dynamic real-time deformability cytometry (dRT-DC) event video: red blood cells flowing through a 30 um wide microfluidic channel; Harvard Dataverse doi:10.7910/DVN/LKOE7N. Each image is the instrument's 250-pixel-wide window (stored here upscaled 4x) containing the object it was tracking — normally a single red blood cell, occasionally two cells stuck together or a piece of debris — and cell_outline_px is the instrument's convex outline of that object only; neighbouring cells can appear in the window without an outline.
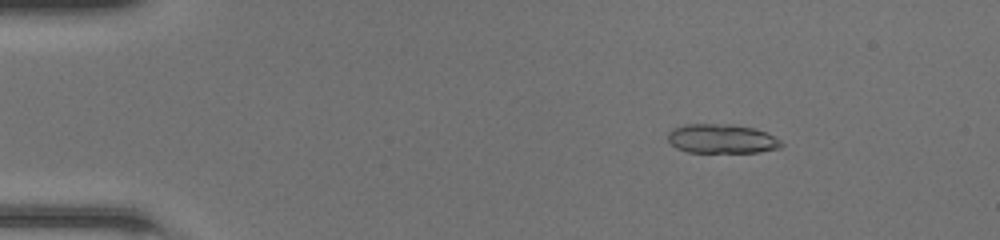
{"species": "common noctule bat (a hibernating species)", "species_latin": "Nyctalus noctula", "temperature_condition": "room temperature", "stored_images_in_passage": 47, "camera_frame_rate_fps": 3000, "um_per_image_px": 0.085, "animal": {"sex": "female", "body_mass_g": 20.0, "forearm_length_mm": 54.0}, "frame": {"image": 1, "passage_image": 6, "time_ms": 1.667, "image_size_px": [1000, 240], "cell_outline_px": [[784, 144], [780, 148], [760, 152], [688, 152], [676, 148], [668, 140], [668, 132], [672, 128], [684, 124], [732, 124], [752, 128], [764, 132], [780, 140]], "centroid_in_image_um": [61.32, 11.79], "position_along_channel_um": 23.7, "area_um2": 19.31}}
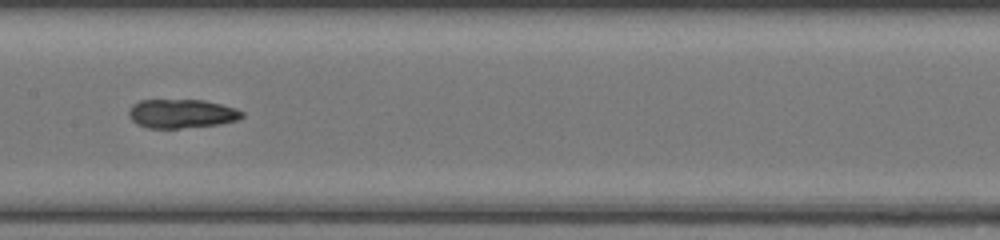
{"frame": {"image": 2, "passage_image": 24, "time_ms": 7.667, "image_size_px": [1000, 240], "cell_outline_px": [[244, 116], [236, 120], [220, 124], [180, 128], [148, 128], [136, 124], [128, 116], [128, 112], [132, 104], [140, 100], [204, 100], [236, 108], [244, 112]], "centroid_in_image_um": [15.42, 9.66], "position_along_channel_um": 192.0, "area_um2": 19.13}}
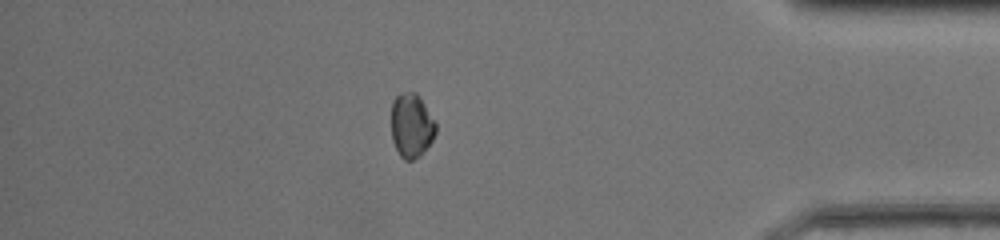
{"frame": {"image": 3, "passage_image": 41, "time_ms": 13.333, "image_size_px": [1000, 240], "cell_outline_px": [[436, 132], [432, 140], [420, 156], [412, 160], [404, 160], [400, 156], [392, 140], [392, 100], [396, 96], [404, 92], [416, 92], [436, 120]], "centroid_in_image_um": [34.99, 10.67], "position_along_channel_um": 400.2, "area_um2": 16.7}, "authors_computed_cell_mechanics": {"area_um2": 19.1318, "velocity_mm_per_s": 4.2917, "shape_relaxation_time_tau1_ms": null, "shape_relaxation_time_tau2_ms": 2.1442, "deformation_change_tau1": null, "deformation_change_tau2": 0.0864}}